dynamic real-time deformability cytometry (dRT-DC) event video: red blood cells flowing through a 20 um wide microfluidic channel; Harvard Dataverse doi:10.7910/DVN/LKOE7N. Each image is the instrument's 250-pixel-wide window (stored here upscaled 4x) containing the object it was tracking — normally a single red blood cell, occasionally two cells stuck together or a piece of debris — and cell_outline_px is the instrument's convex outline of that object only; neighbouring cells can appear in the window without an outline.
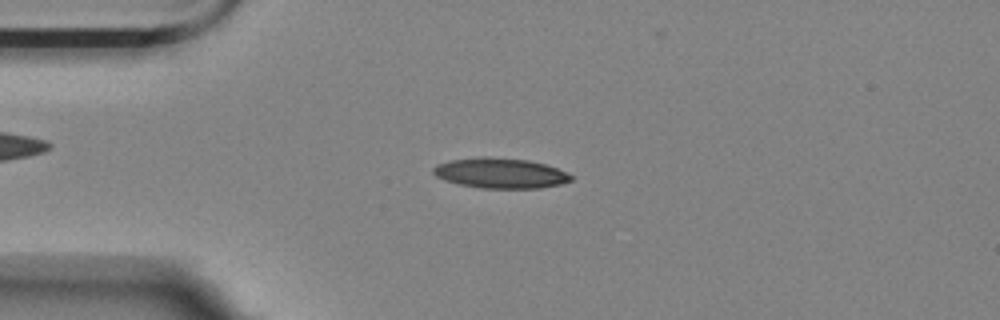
{"species": "Egyptian fruit bat (a non-hibernating species)", "species_latin": "Rousettus aegyptiacus", "temperature_condition": "room temperature", "stored_images_in_passage": 53, "camera_frame_rate_fps": 3000, "um_per_image_px": 0.085, "animal": {"sex": "female"}, "frame": {"image": 1, "passage_image": 9, "time_ms": 2.667, "image_size_px": [1000, 320], "cell_outline_px": [[572, 180], [560, 184], [540, 188], [480, 188], [460, 184], [444, 180], [436, 176], [432, 172], [432, 168], [436, 164], [448, 160], [480, 156], [488, 156], [528, 160], [544, 164], [556, 168], [572, 176]], "centroid_in_image_um": [42.47, 14.7], "position_along_channel_um": 42.5, "area_um2": 24.33}}
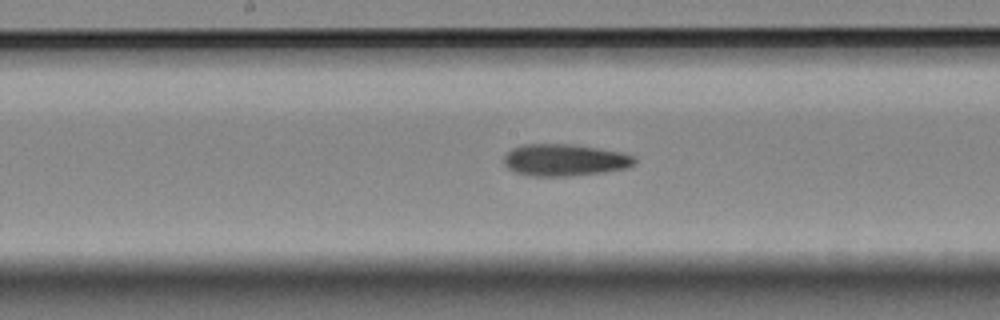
{"frame": {"image": 2, "passage_image": 24, "time_ms": 7.667, "image_size_px": [1000, 320], "cell_outline_px": [[636, 164], [628, 168], [604, 172], [568, 176], [532, 176], [516, 172], [508, 168], [504, 164], [504, 156], [512, 148], [524, 144], [576, 144], [600, 148], [620, 152], [636, 156]], "centroid_in_image_um": [48.04, 13.59], "position_along_channel_um": 200.2, "area_um2": 24.51}}
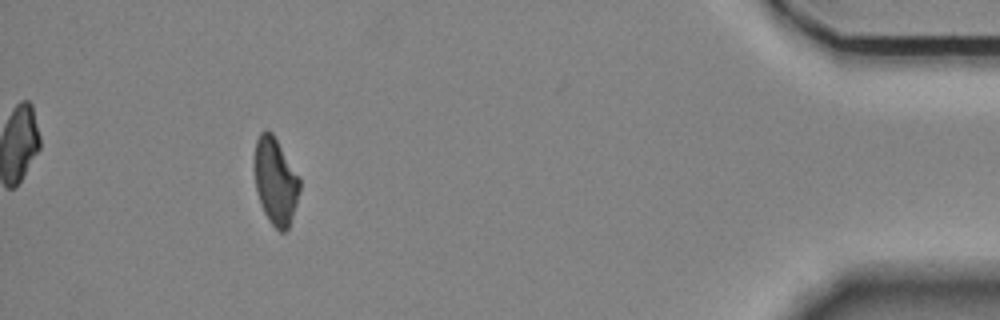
{"frame": {"image": 3, "passage_image": 47, "time_ms": 15.333, "image_size_px": [1000, 320], "cell_outline_px": [[300, 188], [296, 204], [288, 228], [284, 232], [280, 232], [268, 220], [260, 204], [256, 192], [252, 168], [252, 160], [256, 140], [260, 132], [268, 128], [272, 132], [300, 176]], "centroid_in_image_um": [23.37, 15.34], "position_along_channel_um": 411.8, "area_um2": 23.58}, "authors_computed_cell_mechanics": {"area_um2": 23.6402, "velocity_mm_per_s": 3.5397, "shape_relaxation_time_tau1_ms": 5.2149, "shape_relaxation_time_tau2_ms": 6.5387, "deformation_change_tau1": 0.181, "deformation_change_tau2": 0.1592}}